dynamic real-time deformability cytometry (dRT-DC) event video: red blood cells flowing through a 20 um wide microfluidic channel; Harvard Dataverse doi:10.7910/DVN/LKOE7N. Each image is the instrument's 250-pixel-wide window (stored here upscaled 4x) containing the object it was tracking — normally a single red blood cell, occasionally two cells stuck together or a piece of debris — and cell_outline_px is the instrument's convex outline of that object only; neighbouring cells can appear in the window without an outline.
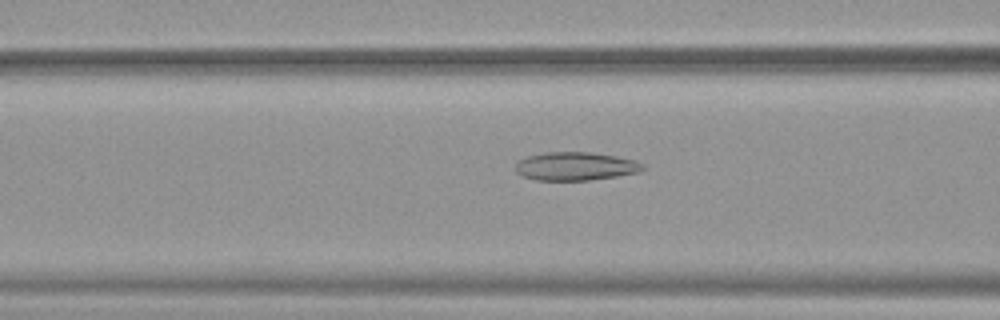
{"species": "common noctule bat (a hibernating species)", "species_latin": "Nyctalus noctula", "temperature_condition": "warm", "stored_images_in_passage": 52, "camera_frame_rate_fps": 3000, "um_per_image_px": 0.085, "animal": {"sex": "female", "body_mass_g": 19.9}, "frame": {"image": 1, "passage_image": 21, "time_ms": 6.667, "image_size_px": [1000, 320], "cell_outline_px": [[644, 168], [640, 172], [616, 176], [588, 180], [536, 180], [520, 176], [516, 172], [516, 160], [528, 156], [544, 152], [592, 152], [616, 156], [636, 160], [644, 164]], "centroid_in_image_um": [48.9, 14.12], "position_along_channel_um": 117.7, "area_um2": 21.21}}
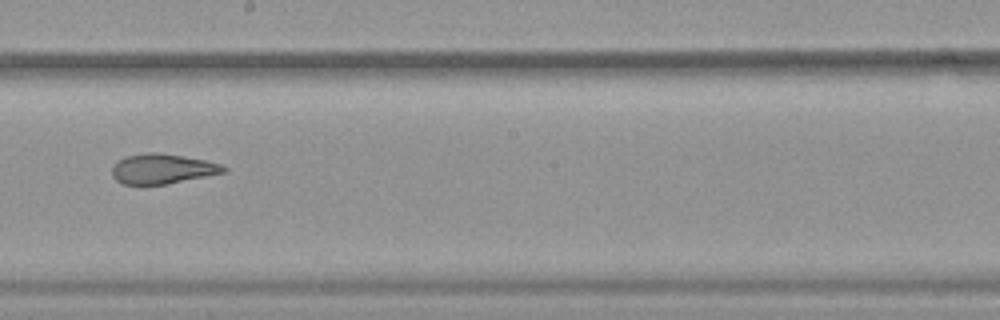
{"frame": {"image": 2, "passage_image": 30, "time_ms": 9.667, "image_size_px": [1000, 320], "cell_outline_px": [[228, 172], [168, 184], [120, 184], [112, 176], [112, 164], [116, 160], [124, 156], [148, 152], [160, 152], [184, 156], [224, 164], [228, 168]], "centroid_in_image_um": [13.81, 14.34], "position_along_channel_um": 234.4, "area_um2": 19.94}}
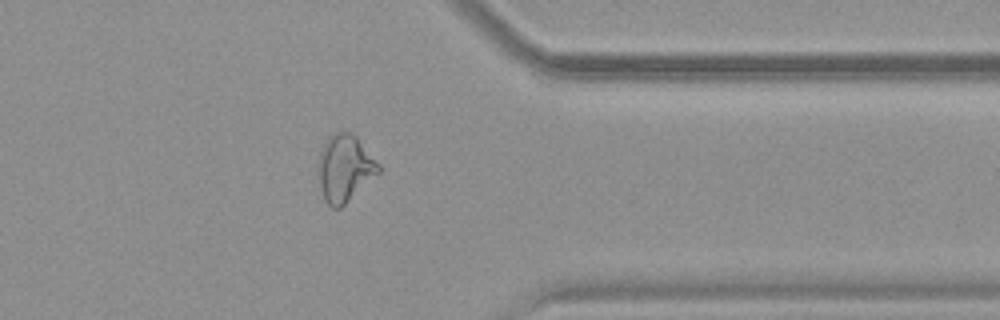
{"frame": {"image": 3, "passage_image": 42, "time_ms": 13.667, "image_size_px": [1000, 320], "cell_outline_px": [[380, 172], [340, 208], [332, 208], [324, 200], [320, 184], [316, 164], [320, 152], [328, 136], [336, 132], [352, 132], [356, 136], [380, 164]], "centroid_in_image_um": [29.29, 14.28], "position_along_channel_um": 382.1, "area_um2": 23.52}, "authors_computed_cell_mechanics": {"area_um2": 24.0159, "velocity_mm_per_s": 3.896, "shape_relaxation_time_tau1_ms": null, "shape_relaxation_time_tau2_ms": 1.9045, "deformation_change_tau1": null, "deformation_change_tau2": 0.0971}}